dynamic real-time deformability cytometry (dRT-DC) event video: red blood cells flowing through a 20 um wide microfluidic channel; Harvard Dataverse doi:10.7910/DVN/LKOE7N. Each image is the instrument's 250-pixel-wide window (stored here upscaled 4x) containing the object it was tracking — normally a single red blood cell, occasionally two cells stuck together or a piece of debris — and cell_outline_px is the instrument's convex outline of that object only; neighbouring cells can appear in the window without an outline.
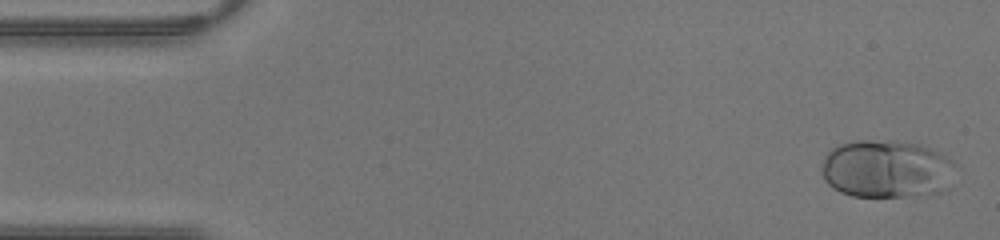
{"species": "human", "species_latin": "Homo sapiens", "temperature_condition": "warm", "stored_images_in_passage": 42, "camera_frame_rate_fps": 3000, "um_per_image_px": 0.085, "donor": {"sex": "male"}, "frame": {"image": 1, "passage_image": 1, "time_ms": 0.0, "image_size_px": [1000, 240], "cell_outline_px": [[952, 164], [948, 188], [940, 192], [904, 196], [852, 196], [840, 192], [832, 188], [824, 180], [824, 156], [832, 148], [840, 144], [852, 140], [868, 140], [916, 144], [928, 148], [952, 160]], "centroid_in_image_um": [75.29, 14.37], "position_along_channel_um": 9.7, "area_um2": 44.27}}
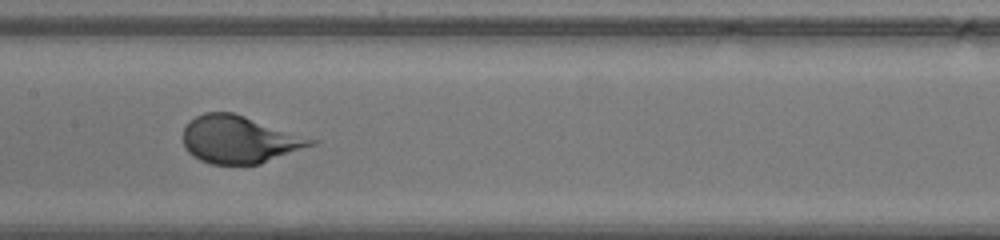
{"frame": {"image": 2, "passage_image": 20, "time_ms": 6.333, "image_size_px": [1000, 240], "cell_outline_px": [[320, 140], [316, 144], [260, 164], [212, 164], [200, 160], [192, 156], [184, 148], [184, 128], [196, 116], [204, 112], [232, 112]], "centroid_in_image_um": [20.37, 11.86], "position_along_channel_um": 187.0, "area_um2": 35.32}}
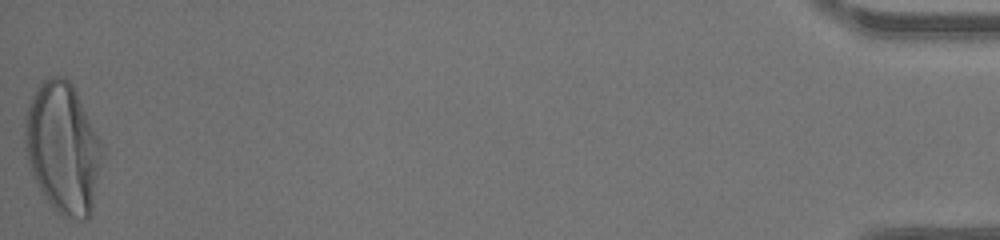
{"frame": {"image": 3, "passage_image": 42, "time_ms": 13.667, "image_size_px": [1000, 240], "cell_outline_px": [[104, 148], [92, 212], [84, 220], [80, 220], [64, 216], [52, 208], [44, 196], [32, 172], [24, 148], [24, 120], [28, 104], [36, 88], [44, 80], [52, 76], [60, 76], [68, 80], [72, 84]], "centroid_in_image_um": [5.34, 12.59], "position_along_channel_um": 429.9, "area_um2": 58.67}}